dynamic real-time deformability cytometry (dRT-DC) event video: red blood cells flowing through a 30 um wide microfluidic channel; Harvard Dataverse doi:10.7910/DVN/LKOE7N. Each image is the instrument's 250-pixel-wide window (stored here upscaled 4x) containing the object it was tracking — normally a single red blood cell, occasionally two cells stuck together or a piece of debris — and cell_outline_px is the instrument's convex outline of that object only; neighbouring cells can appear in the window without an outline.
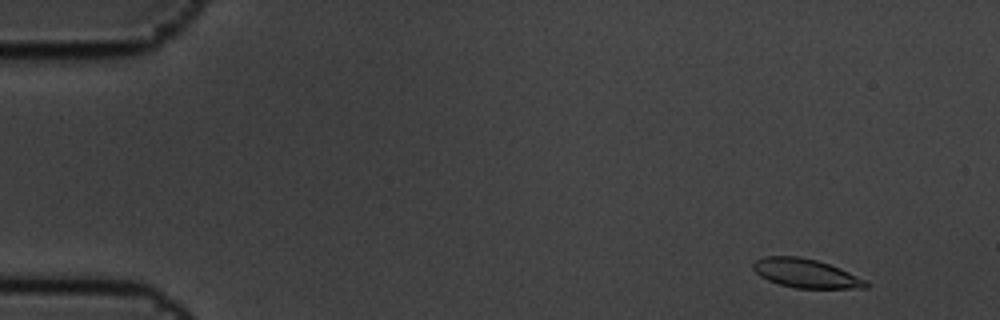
{"species": "common noctule bat (a hibernating species)", "species_latin": "Nyctalus noctula", "temperature_condition": "cold", "stored_images_in_passage": 4, "camera_frame_rate_fps": 3000, "um_per_image_px": 0.085, "animal": {"sex": "male", "body_mass_g": 19.5, "forearm_length_mm": 54.6}, "frame": {"image": 1, "passage_image": 1, "time_ms": 0.0, "image_size_px": [1000, 320], "cell_outline_px": [[872, 284], [868, 288], [796, 288], [780, 284], [768, 280], [760, 276], [752, 268], [752, 264], [756, 260], [764, 256], [800, 256], [816, 260], [840, 268], [868, 280]], "centroid_in_image_um": [68.54, 23.23], "position_along_channel_um": 16.5, "area_um2": 19.13}}